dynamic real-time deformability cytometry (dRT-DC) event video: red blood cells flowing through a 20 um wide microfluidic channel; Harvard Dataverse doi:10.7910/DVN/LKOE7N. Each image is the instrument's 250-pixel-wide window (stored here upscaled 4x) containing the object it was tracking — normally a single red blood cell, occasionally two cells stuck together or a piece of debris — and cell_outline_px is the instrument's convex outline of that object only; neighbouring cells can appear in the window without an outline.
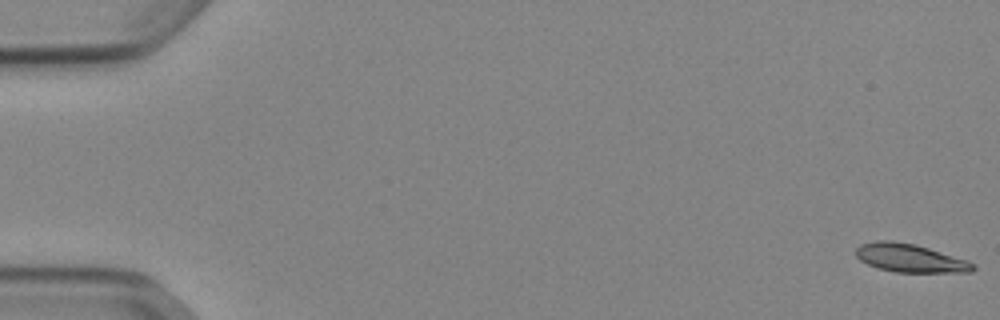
{"species": "Egyptian fruit bat (a non-hibernating species)", "species_latin": "Rousettus aegyptiacus", "temperature_condition": "cold", "stored_images_in_passage": 53, "camera_frame_rate_fps": 3000, "um_per_image_px": 0.085, "animal": {"sex": "female"}, "frame": {"image": 1, "passage_image": 1, "time_ms": 0.0, "image_size_px": [1000, 320], "cell_outline_px": [[976, 268], [972, 272], [896, 272], [880, 268], [868, 264], [860, 260], [856, 256], [856, 248], [860, 244], [876, 240], [892, 240], [916, 244], [968, 260]], "centroid_in_image_um": [77.34, 21.92], "position_along_channel_um": 7.7, "area_um2": 19.31}}
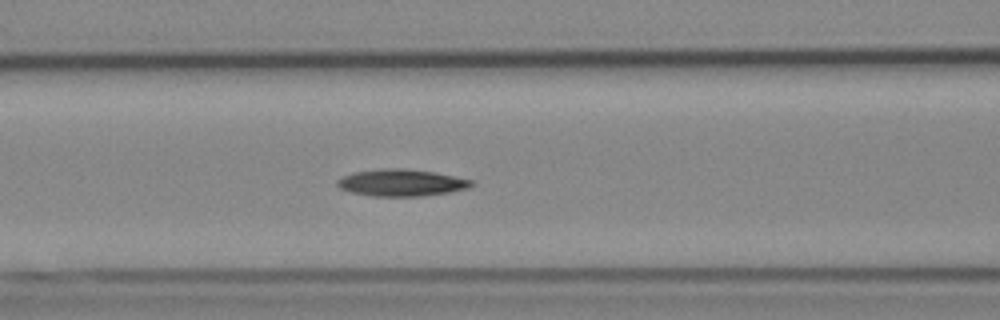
{"frame": {"image": 2, "passage_image": 23, "time_ms": 7.333, "image_size_px": [1000, 320], "cell_outline_px": [[472, 184], [468, 188], [448, 192], [424, 196], [372, 196], [352, 192], [340, 188], [336, 184], [336, 180], [340, 176], [352, 172], [380, 168], [404, 168], [436, 172], [472, 180]], "centroid_in_image_um": [34.06, 15.51], "position_along_channel_um": 132.5, "area_um2": 21.15}}
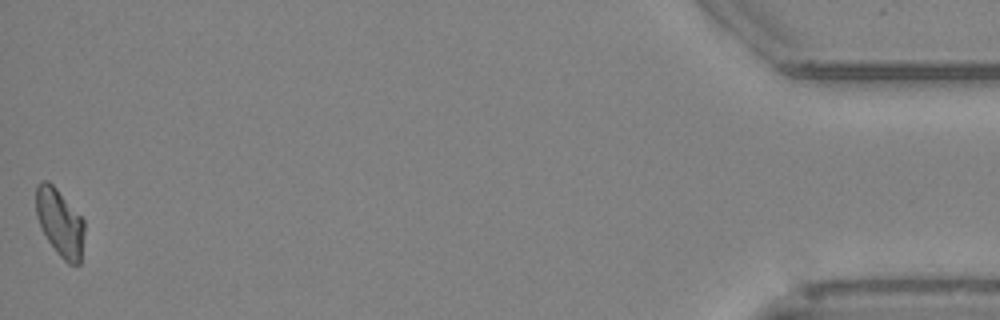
{"frame": {"image": 3, "passage_image": 53, "time_ms": 17.333, "image_size_px": [1000, 320], "cell_outline_px": [[84, 232], [80, 264], [68, 264], [60, 256], [48, 240], [36, 216], [36, 184], [40, 180], [48, 180], [56, 188], [84, 220]], "centroid_in_image_um": [5.08, 18.9], "position_along_channel_um": 430.1, "area_um2": 18.79}, "authors_computed_cell_mechanics": {"area_um2": 19.4786, "velocity_mm_per_s": 3.8714, "shape_relaxation_time_tau1_ms": 9.2109, "shape_relaxation_time_tau2_ms": null, "deformation_change_tau1": 0.1963, "deformation_change_tau2": null}}